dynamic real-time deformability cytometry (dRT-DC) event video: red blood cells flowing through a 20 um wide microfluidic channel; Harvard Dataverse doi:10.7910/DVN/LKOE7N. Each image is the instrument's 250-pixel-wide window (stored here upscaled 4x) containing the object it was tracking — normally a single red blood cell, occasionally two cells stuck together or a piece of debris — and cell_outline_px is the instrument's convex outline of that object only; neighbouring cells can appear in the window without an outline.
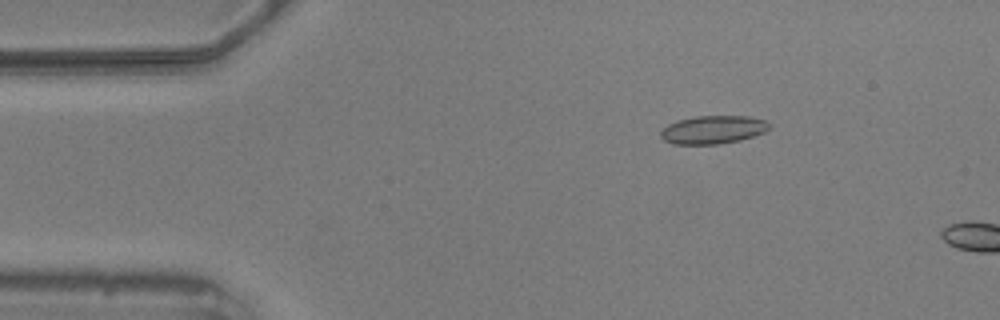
{"species": "common noctule bat (a hibernating species)", "species_latin": "Nyctalus noctula", "temperature_condition": "warm", "stored_images_in_passage": 12, "camera_frame_rate_fps": 3000, "um_per_image_px": 0.085, "animal": {"sex": "male", "body_mass_g": 20.5, "forearm_length_mm": 52.5}, "frame": {"image": 1, "passage_image": 9, "time_ms": 2.667, "image_size_px": [1000, 320], "cell_outline_px": [[772, 124], [764, 132], [740, 140], [716, 144], [672, 144], [664, 140], [660, 136], [660, 132], [668, 124], [676, 120], [696, 116], [748, 116], [764, 120]], "centroid_in_image_um": [60.58, 11.02], "position_along_channel_um": 24.4, "area_um2": 17.8}}